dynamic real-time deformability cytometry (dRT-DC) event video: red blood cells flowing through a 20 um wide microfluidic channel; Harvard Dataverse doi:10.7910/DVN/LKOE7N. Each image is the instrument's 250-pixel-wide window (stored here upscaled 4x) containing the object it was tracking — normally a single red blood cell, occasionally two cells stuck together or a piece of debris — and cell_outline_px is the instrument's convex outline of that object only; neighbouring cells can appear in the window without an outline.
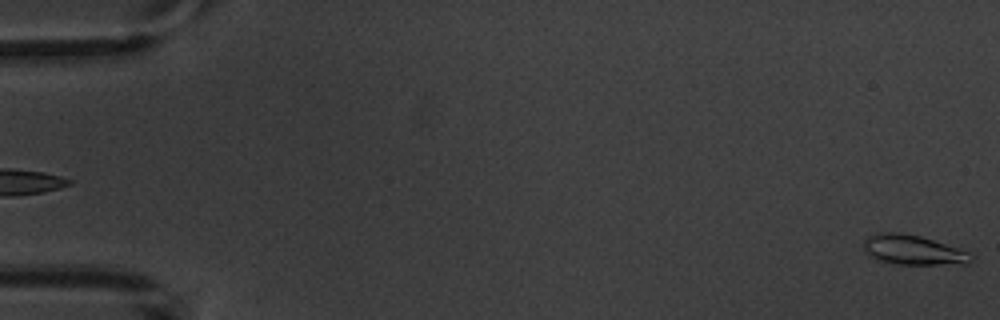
{"species": "common noctule bat (a hibernating species)", "species_latin": "Nyctalus noctula", "temperature_condition": "warm", "stored_images_in_passage": 6, "camera_frame_rate_fps": 3000, "um_per_image_px": 0.085, "animal": {"sex": "male", "body_mass_g": 20.1, "forearm_length_mm": 53.5}, "frame": {"image": 1, "passage_image": 6, "time_ms": 8.333, "image_size_px": [1000, 320], "cell_outline_px": [[976, 256], [968, 264], [896, 264], [876, 260], [868, 256], [864, 248], [864, 240], [868, 236], [880, 232], [900, 232], [920, 236], [968, 252]], "centroid_in_image_um": [77.59, 21.25], "position_along_channel_um": 7.4, "area_um2": 18.61}}